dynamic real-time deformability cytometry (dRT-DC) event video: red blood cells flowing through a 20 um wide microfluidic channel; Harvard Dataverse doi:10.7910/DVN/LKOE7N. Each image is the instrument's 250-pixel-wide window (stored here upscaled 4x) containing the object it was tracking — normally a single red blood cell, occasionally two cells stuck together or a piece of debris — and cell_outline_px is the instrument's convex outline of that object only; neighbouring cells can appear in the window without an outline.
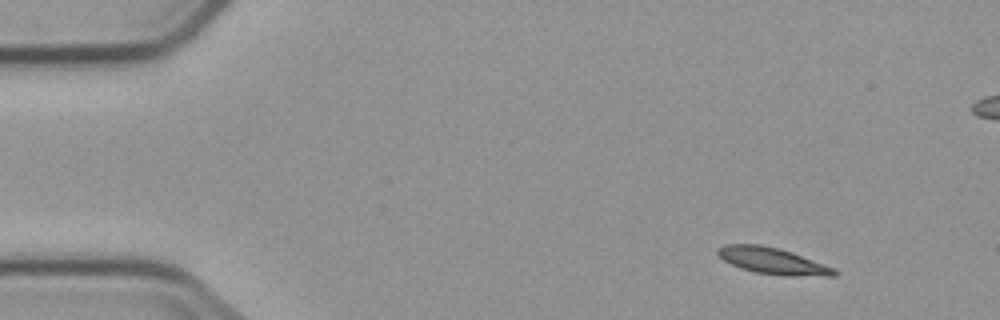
{"species": "common noctule bat (a hibernating species)", "species_latin": "Nyctalus noctula", "temperature_condition": "cold", "stored_images_in_passage": 5, "camera_frame_rate_fps": 3000, "um_per_image_px": 0.085, "animal": {"sex": "male", "body_mass_g": 23.1, "forearm_length_mm": 52.7}, "frame": {"image": 1, "passage_image": 1, "time_ms": 0.0, "image_size_px": [1000, 320], "cell_outline_px": [[836, 276], [784, 276], [756, 272], [740, 268], [724, 260], [716, 252], [716, 248], [724, 244], [760, 244], [780, 248], [792, 252], [836, 268]], "centroid_in_image_um": [65.69, 22.17], "position_along_channel_um": 19.3, "area_um2": 18.09}}